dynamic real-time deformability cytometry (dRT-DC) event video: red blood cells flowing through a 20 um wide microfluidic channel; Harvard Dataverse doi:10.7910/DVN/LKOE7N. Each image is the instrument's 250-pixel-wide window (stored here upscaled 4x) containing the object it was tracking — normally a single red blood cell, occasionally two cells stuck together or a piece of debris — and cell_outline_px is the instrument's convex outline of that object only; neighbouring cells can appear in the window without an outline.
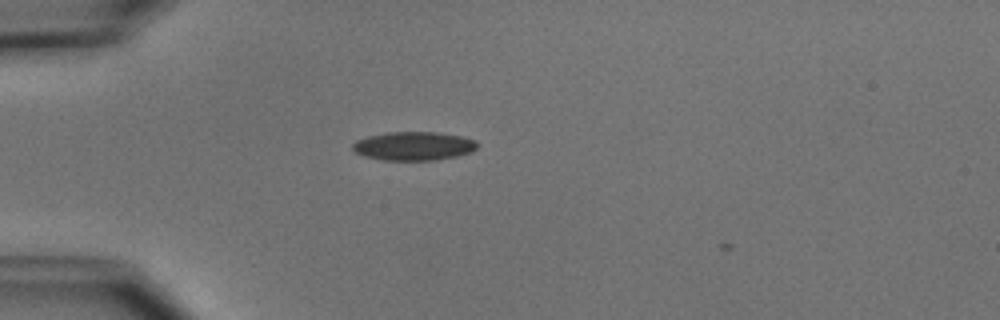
{"species": "common noctule bat (a hibernating species)", "species_latin": "Nyctalus noctula", "temperature_condition": "cold", "stored_images_in_passage": 4, "camera_frame_rate_fps": 3000, "um_per_image_px": 0.085, "animal": {"sex": "male", "body_mass_g": 15.6}, "frame": {"image": 1, "passage_image": 3, "time_ms": 2.333, "image_size_px": [1000, 320], "cell_outline_px": [[476, 148], [472, 152], [456, 156], [436, 160], [380, 160], [364, 156], [352, 152], [352, 144], [356, 140], [368, 136], [388, 132], [436, 132], [460, 136], [476, 140]], "centroid_in_image_um": [35.12, 12.42], "position_along_channel_um": 49.9, "area_um2": 20.92}}